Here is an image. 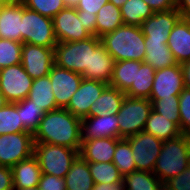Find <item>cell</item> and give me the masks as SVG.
I'll return each mask as SVG.
<instances>
[{
    "label": "cell",
    "instance_id": "7",
    "mask_svg": "<svg viewBox=\"0 0 190 190\" xmlns=\"http://www.w3.org/2000/svg\"><path fill=\"white\" fill-rule=\"evenodd\" d=\"M22 43L46 48H55L57 40L54 34L53 19L30 10L23 5Z\"/></svg>",
    "mask_w": 190,
    "mask_h": 190
},
{
    "label": "cell",
    "instance_id": "21",
    "mask_svg": "<svg viewBox=\"0 0 190 190\" xmlns=\"http://www.w3.org/2000/svg\"><path fill=\"white\" fill-rule=\"evenodd\" d=\"M114 58L106 51L102 42L92 50L91 71H84V79L97 80L110 84L113 74Z\"/></svg>",
    "mask_w": 190,
    "mask_h": 190
},
{
    "label": "cell",
    "instance_id": "1",
    "mask_svg": "<svg viewBox=\"0 0 190 190\" xmlns=\"http://www.w3.org/2000/svg\"><path fill=\"white\" fill-rule=\"evenodd\" d=\"M34 143L63 145L80 150L82 143L81 119L66 108L46 112L33 134Z\"/></svg>",
    "mask_w": 190,
    "mask_h": 190
},
{
    "label": "cell",
    "instance_id": "11",
    "mask_svg": "<svg viewBox=\"0 0 190 190\" xmlns=\"http://www.w3.org/2000/svg\"><path fill=\"white\" fill-rule=\"evenodd\" d=\"M21 64L32 79L48 76L55 64L54 48L23 43Z\"/></svg>",
    "mask_w": 190,
    "mask_h": 190
},
{
    "label": "cell",
    "instance_id": "33",
    "mask_svg": "<svg viewBox=\"0 0 190 190\" xmlns=\"http://www.w3.org/2000/svg\"><path fill=\"white\" fill-rule=\"evenodd\" d=\"M125 190H158L161 181L146 171H134L123 178Z\"/></svg>",
    "mask_w": 190,
    "mask_h": 190
},
{
    "label": "cell",
    "instance_id": "41",
    "mask_svg": "<svg viewBox=\"0 0 190 190\" xmlns=\"http://www.w3.org/2000/svg\"><path fill=\"white\" fill-rule=\"evenodd\" d=\"M38 188L39 190H66L65 179L42 173Z\"/></svg>",
    "mask_w": 190,
    "mask_h": 190
},
{
    "label": "cell",
    "instance_id": "25",
    "mask_svg": "<svg viewBox=\"0 0 190 190\" xmlns=\"http://www.w3.org/2000/svg\"><path fill=\"white\" fill-rule=\"evenodd\" d=\"M155 69L144 62L136 61V76L131 87L125 92L132 98H150L152 83L155 78Z\"/></svg>",
    "mask_w": 190,
    "mask_h": 190
},
{
    "label": "cell",
    "instance_id": "42",
    "mask_svg": "<svg viewBox=\"0 0 190 190\" xmlns=\"http://www.w3.org/2000/svg\"><path fill=\"white\" fill-rule=\"evenodd\" d=\"M172 190H190V165L181 174L166 182Z\"/></svg>",
    "mask_w": 190,
    "mask_h": 190
},
{
    "label": "cell",
    "instance_id": "16",
    "mask_svg": "<svg viewBox=\"0 0 190 190\" xmlns=\"http://www.w3.org/2000/svg\"><path fill=\"white\" fill-rule=\"evenodd\" d=\"M180 18L177 9L154 12L141 25L145 41H168L170 32Z\"/></svg>",
    "mask_w": 190,
    "mask_h": 190
},
{
    "label": "cell",
    "instance_id": "32",
    "mask_svg": "<svg viewBox=\"0 0 190 190\" xmlns=\"http://www.w3.org/2000/svg\"><path fill=\"white\" fill-rule=\"evenodd\" d=\"M28 132L21 123L20 103H7L0 109V135Z\"/></svg>",
    "mask_w": 190,
    "mask_h": 190
},
{
    "label": "cell",
    "instance_id": "46",
    "mask_svg": "<svg viewBox=\"0 0 190 190\" xmlns=\"http://www.w3.org/2000/svg\"><path fill=\"white\" fill-rule=\"evenodd\" d=\"M79 20H82L83 27L92 36H96V14H84V11H77Z\"/></svg>",
    "mask_w": 190,
    "mask_h": 190
},
{
    "label": "cell",
    "instance_id": "28",
    "mask_svg": "<svg viewBox=\"0 0 190 190\" xmlns=\"http://www.w3.org/2000/svg\"><path fill=\"white\" fill-rule=\"evenodd\" d=\"M122 25L124 22L120 8L108 1L96 15V36L101 38Z\"/></svg>",
    "mask_w": 190,
    "mask_h": 190
},
{
    "label": "cell",
    "instance_id": "9",
    "mask_svg": "<svg viewBox=\"0 0 190 190\" xmlns=\"http://www.w3.org/2000/svg\"><path fill=\"white\" fill-rule=\"evenodd\" d=\"M32 82L21 63L0 69V92L8 103L27 98Z\"/></svg>",
    "mask_w": 190,
    "mask_h": 190
},
{
    "label": "cell",
    "instance_id": "24",
    "mask_svg": "<svg viewBox=\"0 0 190 190\" xmlns=\"http://www.w3.org/2000/svg\"><path fill=\"white\" fill-rule=\"evenodd\" d=\"M44 113L58 109L52 90L51 80L48 76L33 79L32 87L27 96Z\"/></svg>",
    "mask_w": 190,
    "mask_h": 190
},
{
    "label": "cell",
    "instance_id": "36",
    "mask_svg": "<svg viewBox=\"0 0 190 190\" xmlns=\"http://www.w3.org/2000/svg\"><path fill=\"white\" fill-rule=\"evenodd\" d=\"M20 103V117L23 127L32 134L39 127L41 118L44 116V111L41 108H38L33 101L28 98L19 101Z\"/></svg>",
    "mask_w": 190,
    "mask_h": 190
},
{
    "label": "cell",
    "instance_id": "44",
    "mask_svg": "<svg viewBox=\"0 0 190 190\" xmlns=\"http://www.w3.org/2000/svg\"><path fill=\"white\" fill-rule=\"evenodd\" d=\"M154 12L176 9V0H143Z\"/></svg>",
    "mask_w": 190,
    "mask_h": 190
},
{
    "label": "cell",
    "instance_id": "15",
    "mask_svg": "<svg viewBox=\"0 0 190 190\" xmlns=\"http://www.w3.org/2000/svg\"><path fill=\"white\" fill-rule=\"evenodd\" d=\"M107 86L104 82L83 78L66 109L79 119L89 117L91 105Z\"/></svg>",
    "mask_w": 190,
    "mask_h": 190
},
{
    "label": "cell",
    "instance_id": "34",
    "mask_svg": "<svg viewBox=\"0 0 190 190\" xmlns=\"http://www.w3.org/2000/svg\"><path fill=\"white\" fill-rule=\"evenodd\" d=\"M130 142L126 138H121L116 143V149L112 162L118 168L123 177L136 170V165L133 159Z\"/></svg>",
    "mask_w": 190,
    "mask_h": 190
},
{
    "label": "cell",
    "instance_id": "27",
    "mask_svg": "<svg viewBox=\"0 0 190 190\" xmlns=\"http://www.w3.org/2000/svg\"><path fill=\"white\" fill-rule=\"evenodd\" d=\"M144 63L150 64L155 70L178 64L167 45V41H145Z\"/></svg>",
    "mask_w": 190,
    "mask_h": 190
},
{
    "label": "cell",
    "instance_id": "31",
    "mask_svg": "<svg viewBox=\"0 0 190 190\" xmlns=\"http://www.w3.org/2000/svg\"><path fill=\"white\" fill-rule=\"evenodd\" d=\"M136 60H125L114 63L110 86L126 92L135 81Z\"/></svg>",
    "mask_w": 190,
    "mask_h": 190
},
{
    "label": "cell",
    "instance_id": "49",
    "mask_svg": "<svg viewBox=\"0 0 190 190\" xmlns=\"http://www.w3.org/2000/svg\"><path fill=\"white\" fill-rule=\"evenodd\" d=\"M185 88L190 89V60L182 64Z\"/></svg>",
    "mask_w": 190,
    "mask_h": 190
},
{
    "label": "cell",
    "instance_id": "4",
    "mask_svg": "<svg viewBox=\"0 0 190 190\" xmlns=\"http://www.w3.org/2000/svg\"><path fill=\"white\" fill-rule=\"evenodd\" d=\"M101 43V38L91 36L74 42H58L54 48V61L60 67L78 74L91 71L92 50Z\"/></svg>",
    "mask_w": 190,
    "mask_h": 190
},
{
    "label": "cell",
    "instance_id": "56",
    "mask_svg": "<svg viewBox=\"0 0 190 190\" xmlns=\"http://www.w3.org/2000/svg\"><path fill=\"white\" fill-rule=\"evenodd\" d=\"M4 5L5 4L2 1H0V11L2 10V8H3Z\"/></svg>",
    "mask_w": 190,
    "mask_h": 190
},
{
    "label": "cell",
    "instance_id": "47",
    "mask_svg": "<svg viewBox=\"0 0 190 190\" xmlns=\"http://www.w3.org/2000/svg\"><path fill=\"white\" fill-rule=\"evenodd\" d=\"M176 9L181 18L190 19V0H176Z\"/></svg>",
    "mask_w": 190,
    "mask_h": 190
},
{
    "label": "cell",
    "instance_id": "40",
    "mask_svg": "<svg viewBox=\"0 0 190 190\" xmlns=\"http://www.w3.org/2000/svg\"><path fill=\"white\" fill-rule=\"evenodd\" d=\"M180 131L190 136V89L184 88L179 95Z\"/></svg>",
    "mask_w": 190,
    "mask_h": 190
},
{
    "label": "cell",
    "instance_id": "13",
    "mask_svg": "<svg viewBox=\"0 0 190 190\" xmlns=\"http://www.w3.org/2000/svg\"><path fill=\"white\" fill-rule=\"evenodd\" d=\"M184 88L181 64L162 68L155 71L149 99L172 98V95H180Z\"/></svg>",
    "mask_w": 190,
    "mask_h": 190
},
{
    "label": "cell",
    "instance_id": "52",
    "mask_svg": "<svg viewBox=\"0 0 190 190\" xmlns=\"http://www.w3.org/2000/svg\"><path fill=\"white\" fill-rule=\"evenodd\" d=\"M8 102L6 101L5 97L3 94L0 92V109L4 107Z\"/></svg>",
    "mask_w": 190,
    "mask_h": 190
},
{
    "label": "cell",
    "instance_id": "19",
    "mask_svg": "<svg viewBox=\"0 0 190 190\" xmlns=\"http://www.w3.org/2000/svg\"><path fill=\"white\" fill-rule=\"evenodd\" d=\"M23 3L6 4L0 11V38L22 43Z\"/></svg>",
    "mask_w": 190,
    "mask_h": 190
},
{
    "label": "cell",
    "instance_id": "35",
    "mask_svg": "<svg viewBox=\"0 0 190 190\" xmlns=\"http://www.w3.org/2000/svg\"><path fill=\"white\" fill-rule=\"evenodd\" d=\"M89 169L94 184L124 182L123 175L113 162L89 163Z\"/></svg>",
    "mask_w": 190,
    "mask_h": 190
},
{
    "label": "cell",
    "instance_id": "14",
    "mask_svg": "<svg viewBox=\"0 0 190 190\" xmlns=\"http://www.w3.org/2000/svg\"><path fill=\"white\" fill-rule=\"evenodd\" d=\"M49 78L56 105L59 108H66L71 97L78 90L83 76L54 64L50 70Z\"/></svg>",
    "mask_w": 190,
    "mask_h": 190
},
{
    "label": "cell",
    "instance_id": "10",
    "mask_svg": "<svg viewBox=\"0 0 190 190\" xmlns=\"http://www.w3.org/2000/svg\"><path fill=\"white\" fill-rule=\"evenodd\" d=\"M126 139L130 142L136 170L153 173L163 141L145 131Z\"/></svg>",
    "mask_w": 190,
    "mask_h": 190
},
{
    "label": "cell",
    "instance_id": "23",
    "mask_svg": "<svg viewBox=\"0 0 190 190\" xmlns=\"http://www.w3.org/2000/svg\"><path fill=\"white\" fill-rule=\"evenodd\" d=\"M125 97V92L108 85L91 105L89 117L117 114Z\"/></svg>",
    "mask_w": 190,
    "mask_h": 190
},
{
    "label": "cell",
    "instance_id": "2",
    "mask_svg": "<svg viewBox=\"0 0 190 190\" xmlns=\"http://www.w3.org/2000/svg\"><path fill=\"white\" fill-rule=\"evenodd\" d=\"M101 42L115 62L125 60L143 62L145 59V36L141 27L122 25L102 36Z\"/></svg>",
    "mask_w": 190,
    "mask_h": 190
},
{
    "label": "cell",
    "instance_id": "53",
    "mask_svg": "<svg viewBox=\"0 0 190 190\" xmlns=\"http://www.w3.org/2000/svg\"><path fill=\"white\" fill-rule=\"evenodd\" d=\"M158 190H172L167 183H161Z\"/></svg>",
    "mask_w": 190,
    "mask_h": 190
},
{
    "label": "cell",
    "instance_id": "12",
    "mask_svg": "<svg viewBox=\"0 0 190 190\" xmlns=\"http://www.w3.org/2000/svg\"><path fill=\"white\" fill-rule=\"evenodd\" d=\"M54 34L57 42H74L87 39L92 35L84 29L76 8L65 7L53 18Z\"/></svg>",
    "mask_w": 190,
    "mask_h": 190
},
{
    "label": "cell",
    "instance_id": "3",
    "mask_svg": "<svg viewBox=\"0 0 190 190\" xmlns=\"http://www.w3.org/2000/svg\"><path fill=\"white\" fill-rule=\"evenodd\" d=\"M190 165V136H180L163 141L153 174L162 183L181 174Z\"/></svg>",
    "mask_w": 190,
    "mask_h": 190
},
{
    "label": "cell",
    "instance_id": "43",
    "mask_svg": "<svg viewBox=\"0 0 190 190\" xmlns=\"http://www.w3.org/2000/svg\"><path fill=\"white\" fill-rule=\"evenodd\" d=\"M109 0H79L76 10L84 11V14H96L99 9L108 2Z\"/></svg>",
    "mask_w": 190,
    "mask_h": 190
},
{
    "label": "cell",
    "instance_id": "22",
    "mask_svg": "<svg viewBox=\"0 0 190 190\" xmlns=\"http://www.w3.org/2000/svg\"><path fill=\"white\" fill-rule=\"evenodd\" d=\"M11 170L14 188L38 186L42 171L38 159L34 155L15 164Z\"/></svg>",
    "mask_w": 190,
    "mask_h": 190
},
{
    "label": "cell",
    "instance_id": "39",
    "mask_svg": "<svg viewBox=\"0 0 190 190\" xmlns=\"http://www.w3.org/2000/svg\"><path fill=\"white\" fill-rule=\"evenodd\" d=\"M21 2L26 8L50 18L66 7L63 0H21Z\"/></svg>",
    "mask_w": 190,
    "mask_h": 190
},
{
    "label": "cell",
    "instance_id": "18",
    "mask_svg": "<svg viewBox=\"0 0 190 190\" xmlns=\"http://www.w3.org/2000/svg\"><path fill=\"white\" fill-rule=\"evenodd\" d=\"M119 140L115 138L82 139L79 156L88 163L112 162L116 143Z\"/></svg>",
    "mask_w": 190,
    "mask_h": 190
},
{
    "label": "cell",
    "instance_id": "45",
    "mask_svg": "<svg viewBox=\"0 0 190 190\" xmlns=\"http://www.w3.org/2000/svg\"><path fill=\"white\" fill-rule=\"evenodd\" d=\"M13 175L10 167L0 165V190H13Z\"/></svg>",
    "mask_w": 190,
    "mask_h": 190
},
{
    "label": "cell",
    "instance_id": "55",
    "mask_svg": "<svg viewBox=\"0 0 190 190\" xmlns=\"http://www.w3.org/2000/svg\"><path fill=\"white\" fill-rule=\"evenodd\" d=\"M0 1H2L6 5V4H14L20 2L21 0H0Z\"/></svg>",
    "mask_w": 190,
    "mask_h": 190
},
{
    "label": "cell",
    "instance_id": "5",
    "mask_svg": "<svg viewBox=\"0 0 190 190\" xmlns=\"http://www.w3.org/2000/svg\"><path fill=\"white\" fill-rule=\"evenodd\" d=\"M33 155L38 159L42 173L64 178L79 156V150L63 145L34 143Z\"/></svg>",
    "mask_w": 190,
    "mask_h": 190
},
{
    "label": "cell",
    "instance_id": "6",
    "mask_svg": "<svg viewBox=\"0 0 190 190\" xmlns=\"http://www.w3.org/2000/svg\"><path fill=\"white\" fill-rule=\"evenodd\" d=\"M152 111V103L147 98L126 96L117 113L119 139L128 138L144 131Z\"/></svg>",
    "mask_w": 190,
    "mask_h": 190
},
{
    "label": "cell",
    "instance_id": "48",
    "mask_svg": "<svg viewBox=\"0 0 190 190\" xmlns=\"http://www.w3.org/2000/svg\"><path fill=\"white\" fill-rule=\"evenodd\" d=\"M92 190H125L124 182L94 184Z\"/></svg>",
    "mask_w": 190,
    "mask_h": 190
},
{
    "label": "cell",
    "instance_id": "8",
    "mask_svg": "<svg viewBox=\"0 0 190 190\" xmlns=\"http://www.w3.org/2000/svg\"><path fill=\"white\" fill-rule=\"evenodd\" d=\"M34 153V140L31 132H18L0 135V165L12 168Z\"/></svg>",
    "mask_w": 190,
    "mask_h": 190
},
{
    "label": "cell",
    "instance_id": "29",
    "mask_svg": "<svg viewBox=\"0 0 190 190\" xmlns=\"http://www.w3.org/2000/svg\"><path fill=\"white\" fill-rule=\"evenodd\" d=\"M144 131L162 141L176 138L182 134L180 128L174 122L153 110L147 119Z\"/></svg>",
    "mask_w": 190,
    "mask_h": 190
},
{
    "label": "cell",
    "instance_id": "50",
    "mask_svg": "<svg viewBox=\"0 0 190 190\" xmlns=\"http://www.w3.org/2000/svg\"><path fill=\"white\" fill-rule=\"evenodd\" d=\"M79 0H63L66 7L76 8Z\"/></svg>",
    "mask_w": 190,
    "mask_h": 190
},
{
    "label": "cell",
    "instance_id": "30",
    "mask_svg": "<svg viewBox=\"0 0 190 190\" xmlns=\"http://www.w3.org/2000/svg\"><path fill=\"white\" fill-rule=\"evenodd\" d=\"M120 10L124 25L138 27H141L142 23L154 13L143 0H127Z\"/></svg>",
    "mask_w": 190,
    "mask_h": 190
},
{
    "label": "cell",
    "instance_id": "17",
    "mask_svg": "<svg viewBox=\"0 0 190 190\" xmlns=\"http://www.w3.org/2000/svg\"><path fill=\"white\" fill-rule=\"evenodd\" d=\"M82 139H119L117 114L86 117L81 119Z\"/></svg>",
    "mask_w": 190,
    "mask_h": 190
},
{
    "label": "cell",
    "instance_id": "26",
    "mask_svg": "<svg viewBox=\"0 0 190 190\" xmlns=\"http://www.w3.org/2000/svg\"><path fill=\"white\" fill-rule=\"evenodd\" d=\"M66 190H92L94 181L90 173L89 163L80 156L72 163L64 177Z\"/></svg>",
    "mask_w": 190,
    "mask_h": 190
},
{
    "label": "cell",
    "instance_id": "20",
    "mask_svg": "<svg viewBox=\"0 0 190 190\" xmlns=\"http://www.w3.org/2000/svg\"><path fill=\"white\" fill-rule=\"evenodd\" d=\"M167 45L178 64L190 60V19L180 18L168 37Z\"/></svg>",
    "mask_w": 190,
    "mask_h": 190
},
{
    "label": "cell",
    "instance_id": "54",
    "mask_svg": "<svg viewBox=\"0 0 190 190\" xmlns=\"http://www.w3.org/2000/svg\"><path fill=\"white\" fill-rule=\"evenodd\" d=\"M13 190H39L38 186L36 187H26V188H13Z\"/></svg>",
    "mask_w": 190,
    "mask_h": 190
},
{
    "label": "cell",
    "instance_id": "37",
    "mask_svg": "<svg viewBox=\"0 0 190 190\" xmlns=\"http://www.w3.org/2000/svg\"><path fill=\"white\" fill-rule=\"evenodd\" d=\"M152 103V110L168 118L180 128L179 95H172V98L149 99Z\"/></svg>",
    "mask_w": 190,
    "mask_h": 190
},
{
    "label": "cell",
    "instance_id": "51",
    "mask_svg": "<svg viewBox=\"0 0 190 190\" xmlns=\"http://www.w3.org/2000/svg\"><path fill=\"white\" fill-rule=\"evenodd\" d=\"M127 0H109V2L113 3L116 7H121Z\"/></svg>",
    "mask_w": 190,
    "mask_h": 190
},
{
    "label": "cell",
    "instance_id": "38",
    "mask_svg": "<svg viewBox=\"0 0 190 190\" xmlns=\"http://www.w3.org/2000/svg\"><path fill=\"white\" fill-rule=\"evenodd\" d=\"M23 43L0 38V69L21 63Z\"/></svg>",
    "mask_w": 190,
    "mask_h": 190
}]
</instances>
